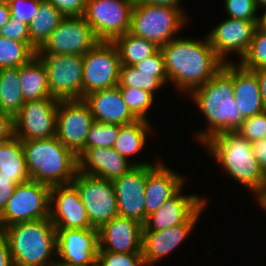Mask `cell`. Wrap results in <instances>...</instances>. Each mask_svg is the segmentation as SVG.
Wrapping results in <instances>:
<instances>
[{"label": "cell", "instance_id": "34", "mask_svg": "<svg viewBox=\"0 0 266 266\" xmlns=\"http://www.w3.org/2000/svg\"><path fill=\"white\" fill-rule=\"evenodd\" d=\"M123 100L137 119L147 120L146 112L151 108L154 95L135 87L119 88Z\"/></svg>", "mask_w": 266, "mask_h": 266}, {"label": "cell", "instance_id": "17", "mask_svg": "<svg viewBox=\"0 0 266 266\" xmlns=\"http://www.w3.org/2000/svg\"><path fill=\"white\" fill-rule=\"evenodd\" d=\"M49 217L56 229L93 228L80 194L72 183L51 186Z\"/></svg>", "mask_w": 266, "mask_h": 266}, {"label": "cell", "instance_id": "2", "mask_svg": "<svg viewBox=\"0 0 266 266\" xmlns=\"http://www.w3.org/2000/svg\"><path fill=\"white\" fill-rule=\"evenodd\" d=\"M190 96L209 121L208 130L197 135L202 144L220 132L236 131L244 121L234 97L231 62L224 63L209 81L195 88Z\"/></svg>", "mask_w": 266, "mask_h": 266}, {"label": "cell", "instance_id": "54", "mask_svg": "<svg viewBox=\"0 0 266 266\" xmlns=\"http://www.w3.org/2000/svg\"><path fill=\"white\" fill-rule=\"evenodd\" d=\"M48 266H66V265H63L59 262H55V263H52L51 265H48Z\"/></svg>", "mask_w": 266, "mask_h": 266}, {"label": "cell", "instance_id": "32", "mask_svg": "<svg viewBox=\"0 0 266 266\" xmlns=\"http://www.w3.org/2000/svg\"><path fill=\"white\" fill-rule=\"evenodd\" d=\"M35 55L28 43L0 36V69L25 65Z\"/></svg>", "mask_w": 266, "mask_h": 266}, {"label": "cell", "instance_id": "19", "mask_svg": "<svg viewBox=\"0 0 266 266\" xmlns=\"http://www.w3.org/2000/svg\"><path fill=\"white\" fill-rule=\"evenodd\" d=\"M257 22L228 18L208 34L210 45L217 56L227 63L226 54L236 52L242 59L249 50Z\"/></svg>", "mask_w": 266, "mask_h": 266}, {"label": "cell", "instance_id": "6", "mask_svg": "<svg viewBox=\"0 0 266 266\" xmlns=\"http://www.w3.org/2000/svg\"><path fill=\"white\" fill-rule=\"evenodd\" d=\"M185 16L181 8L135 1L129 33L162 47L173 40L174 33L186 24Z\"/></svg>", "mask_w": 266, "mask_h": 266}, {"label": "cell", "instance_id": "14", "mask_svg": "<svg viewBox=\"0 0 266 266\" xmlns=\"http://www.w3.org/2000/svg\"><path fill=\"white\" fill-rule=\"evenodd\" d=\"M58 104L54 97L25 102L14 117V137L19 140L55 137Z\"/></svg>", "mask_w": 266, "mask_h": 266}, {"label": "cell", "instance_id": "46", "mask_svg": "<svg viewBox=\"0 0 266 266\" xmlns=\"http://www.w3.org/2000/svg\"><path fill=\"white\" fill-rule=\"evenodd\" d=\"M251 144L255 158L266 173V139L257 140Z\"/></svg>", "mask_w": 266, "mask_h": 266}, {"label": "cell", "instance_id": "51", "mask_svg": "<svg viewBox=\"0 0 266 266\" xmlns=\"http://www.w3.org/2000/svg\"><path fill=\"white\" fill-rule=\"evenodd\" d=\"M257 28L261 29L262 31H266V7L263 15L258 17Z\"/></svg>", "mask_w": 266, "mask_h": 266}, {"label": "cell", "instance_id": "45", "mask_svg": "<svg viewBox=\"0 0 266 266\" xmlns=\"http://www.w3.org/2000/svg\"><path fill=\"white\" fill-rule=\"evenodd\" d=\"M14 137V118L0 111V140H11Z\"/></svg>", "mask_w": 266, "mask_h": 266}, {"label": "cell", "instance_id": "21", "mask_svg": "<svg viewBox=\"0 0 266 266\" xmlns=\"http://www.w3.org/2000/svg\"><path fill=\"white\" fill-rule=\"evenodd\" d=\"M182 176L177 175L163 163L147 165L145 186V222L166 200L173 197L183 186Z\"/></svg>", "mask_w": 266, "mask_h": 266}, {"label": "cell", "instance_id": "47", "mask_svg": "<svg viewBox=\"0 0 266 266\" xmlns=\"http://www.w3.org/2000/svg\"><path fill=\"white\" fill-rule=\"evenodd\" d=\"M0 266H14L8 242L0 234Z\"/></svg>", "mask_w": 266, "mask_h": 266}, {"label": "cell", "instance_id": "12", "mask_svg": "<svg viewBox=\"0 0 266 266\" xmlns=\"http://www.w3.org/2000/svg\"><path fill=\"white\" fill-rule=\"evenodd\" d=\"M43 62L51 96L61 99L83 98V55H37Z\"/></svg>", "mask_w": 266, "mask_h": 266}, {"label": "cell", "instance_id": "37", "mask_svg": "<svg viewBox=\"0 0 266 266\" xmlns=\"http://www.w3.org/2000/svg\"><path fill=\"white\" fill-rule=\"evenodd\" d=\"M146 266L142 252L98 251L97 266Z\"/></svg>", "mask_w": 266, "mask_h": 266}, {"label": "cell", "instance_id": "25", "mask_svg": "<svg viewBox=\"0 0 266 266\" xmlns=\"http://www.w3.org/2000/svg\"><path fill=\"white\" fill-rule=\"evenodd\" d=\"M234 97L242 117L264 112L258 78L254 70L233 64Z\"/></svg>", "mask_w": 266, "mask_h": 266}, {"label": "cell", "instance_id": "41", "mask_svg": "<svg viewBox=\"0 0 266 266\" xmlns=\"http://www.w3.org/2000/svg\"><path fill=\"white\" fill-rule=\"evenodd\" d=\"M11 17L30 24L38 12L39 0H9Z\"/></svg>", "mask_w": 266, "mask_h": 266}, {"label": "cell", "instance_id": "3", "mask_svg": "<svg viewBox=\"0 0 266 266\" xmlns=\"http://www.w3.org/2000/svg\"><path fill=\"white\" fill-rule=\"evenodd\" d=\"M233 180L257 196L266 186V173L254 156L251 142L236 131L220 132L204 143Z\"/></svg>", "mask_w": 266, "mask_h": 266}, {"label": "cell", "instance_id": "4", "mask_svg": "<svg viewBox=\"0 0 266 266\" xmlns=\"http://www.w3.org/2000/svg\"><path fill=\"white\" fill-rule=\"evenodd\" d=\"M0 234L9 244L14 266H48L55 263L50 256L57 252V232L50 217L11 224L4 227Z\"/></svg>", "mask_w": 266, "mask_h": 266}, {"label": "cell", "instance_id": "33", "mask_svg": "<svg viewBox=\"0 0 266 266\" xmlns=\"http://www.w3.org/2000/svg\"><path fill=\"white\" fill-rule=\"evenodd\" d=\"M163 84L154 77V73L138 72L133 66L121 65L119 74V88L135 87L154 95L155 90Z\"/></svg>", "mask_w": 266, "mask_h": 266}, {"label": "cell", "instance_id": "29", "mask_svg": "<svg viewBox=\"0 0 266 266\" xmlns=\"http://www.w3.org/2000/svg\"><path fill=\"white\" fill-rule=\"evenodd\" d=\"M20 80L19 67L0 69V111L13 118L25 103Z\"/></svg>", "mask_w": 266, "mask_h": 266}, {"label": "cell", "instance_id": "43", "mask_svg": "<svg viewBox=\"0 0 266 266\" xmlns=\"http://www.w3.org/2000/svg\"><path fill=\"white\" fill-rule=\"evenodd\" d=\"M65 17L83 16L88 0H47Z\"/></svg>", "mask_w": 266, "mask_h": 266}, {"label": "cell", "instance_id": "53", "mask_svg": "<svg viewBox=\"0 0 266 266\" xmlns=\"http://www.w3.org/2000/svg\"><path fill=\"white\" fill-rule=\"evenodd\" d=\"M255 3H256V6H257V9L260 8L259 6L261 7H266V0H255Z\"/></svg>", "mask_w": 266, "mask_h": 266}, {"label": "cell", "instance_id": "9", "mask_svg": "<svg viewBox=\"0 0 266 266\" xmlns=\"http://www.w3.org/2000/svg\"><path fill=\"white\" fill-rule=\"evenodd\" d=\"M93 123L90 107L83 98L59 100L56 137L78 159L86 152L87 134Z\"/></svg>", "mask_w": 266, "mask_h": 266}, {"label": "cell", "instance_id": "26", "mask_svg": "<svg viewBox=\"0 0 266 266\" xmlns=\"http://www.w3.org/2000/svg\"><path fill=\"white\" fill-rule=\"evenodd\" d=\"M19 76L25 102L52 97L45 66L37 55L19 67Z\"/></svg>", "mask_w": 266, "mask_h": 266}, {"label": "cell", "instance_id": "7", "mask_svg": "<svg viewBox=\"0 0 266 266\" xmlns=\"http://www.w3.org/2000/svg\"><path fill=\"white\" fill-rule=\"evenodd\" d=\"M51 186L29 180L18 184L0 213V231L11 224L50 216Z\"/></svg>", "mask_w": 266, "mask_h": 266}, {"label": "cell", "instance_id": "13", "mask_svg": "<svg viewBox=\"0 0 266 266\" xmlns=\"http://www.w3.org/2000/svg\"><path fill=\"white\" fill-rule=\"evenodd\" d=\"M99 40L83 16L65 17L51 32L36 55H84Z\"/></svg>", "mask_w": 266, "mask_h": 266}, {"label": "cell", "instance_id": "30", "mask_svg": "<svg viewBox=\"0 0 266 266\" xmlns=\"http://www.w3.org/2000/svg\"><path fill=\"white\" fill-rule=\"evenodd\" d=\"M117 47L121 65L134 66L155 54L160 47L155 43L127 32L112 41Z\"/></svg>", "mask_w": 266, "mask_h": 266}, {"label": "cell", "instance_id": "50", "mask_svg": "<svg viewBox=\"0 0 266 266\" xmlns=\"http://www.w3.org/2000/svg\"><path fill=\"white\" fill-rule=\"evenodd\" d=\"M135 1L146 3V4L165 5V6L175 7V8H181L179 7V3L181 0H135Z\"/></svg>", "mask_w": 266, "mask_h": 266}, {"label": "cell", "instance_id": "11", "mask_svg": "<svg viewBox=\"0 0 266 266\" xmlns=\"http://www.w3.org/2000/svg\"><path fill=\"white\" fill-rule=\"evenodd\" d=\"M121 61L112 41H99L83 55V98L118 85Z\"/></svg>", "mask_w": 266, "mask_h": 266}, {"label": "cell", "instance_id": "28", "mask_svg": "<svg viewBox=\"0 0 266 266\" xmlns=\"http://www.w3.org/2000/svg\"><path fill=\"white\" fill-rule=\"evenodd\" d=\"M0 177L13 178L19 184L30 180L23 145L16 137L1 147Z\"/></svg>", "mask_w": 266, "mask_h": 266}, {"label": "cell", "instance_id": "31", "mask_svg": "<svg viewBox=\"0 0 266 266\" xmlns=\"http://www.w3.org/2000/svg\"><path fill=\"white\" fill-rule=\"evenodd\" d=\"M150 124L148 120L137 119L131 123L119 125V133L114 141L113 148L128 159V156L139 152L146 141V134H149Z\"/></svg>", "mask_w": 266, "mask_h": 266}, {"label": "cell", "instance_id": "23", "mask_svg": "<svg viewBox=\"0 0 266 266\" xmlns=\"http://www.w3.org/2000/svg\"><path fill=\"white\" fill-rule=\"evenodd\" d=\"M83 99L95 122L122 125L137 120L126 106L118 85L91 92Z\"/></svg>", "mask_w": 266, "mask_h": 266}, {"label": "cell", "instance_id": "39", "mask_svg": "<svg viewBox=\"0 0 266 266\" xmlns=\"http://www.w3.org/2000/svg\"><path fill=\"white\" fill-rule=\"evenodd\" d=\"M225 8L231 19L258 21L255 0H225Z\"/></svg>", "mask_w": 266, "mask_h": 266}, {"label": "cell", "instance_id": "36", "mask_svg": "<svg viewBox=\"0 0 266 266\" xmlns=\"http://www.w3.org/2000/svg\"><path fill=\"white\" fill-rule=\"evenodd\" d=\"M119 133V125L95 122L87 134L86 151L91 148L113 147Z\"/></svg>", "mask_w": 266, "mask_h": 266}, {"label": "cell", "instance_id": "27", "mask_svg": "<svg viewBox=\"0 0 266 266\" xmlns=\"http://www.w3.org/2000/svg\"><path fill=\"white\" fill-rule=\"evenodd\" d=\"M64 18L49 1L39 0L38 12L29 24L30 46L37 52Z\"/></svg>", "mask_w": 266, "mask_h": 266}, {"label": "cell", "instance_id": "1", "mask_svg": "<svg viewBox=\"0 0 266 266\" xmlns=\"http://www.w3.org/2000/svg\"><path fill=\"white\" fill-rule=\"evenodd\" d=\"M168 81L182 91H193L204 85L224 65L210 45L208 37L205 41L175 38L160 47Z\"/></svg>", "mask_w": 266, "mask_h": 266}, {"label": "cell", "instance_id": "24", "mask_svg": "<svg viewBox=\"0 0 266 266\" xmlns=\"http://www.w3.org/2000/svg\"><path fill=\"white\" fill-rule=\"evenodd\" d=\"M206 200L198 195L182 196L181 189L153 214L148 216L143 231H159L184 223Z\"/></svg>", "mask_w": 266, "mask_h": 266}, {"label": "cell", "instance_id": "16", "mask_svg": "<svg viewBox=\"0 0 266 266\" xmlns=\"http://www.w3.org/2000/svg\"><path fill=\"white\" fill-rule=\"evenodd\" d=\"M57 252L66 266H96L98 253V230L56 229Z\"/></svg>", "mask_w": 266, "mask_h": 266}, {"label": "cell", "instance_id": "18", "mask_svg": "<svg viewBox=\"0 0 266 266\" xmlns=\"http://www.w3.org/2000/svg\"><path fill=\"white\" fill-rule=\"evenodd\" d=\"M206 201L184 222L159 231L142 232V256L146 266L154 265L171 253L192 232Z\"/></svg>", "mask_w": 266, "mask_h": 266}, {"label": "cell", "instance_id": "22", "mask_svg": "<svg viewBox=\"0 0 266 266\" xmlns=\"http://www.w3.org/2000/svg\"><path fill=\"white\" fill-rule=\"evenodd\" d=\"M151 163H132L119 154L113 147L88 149L78 159V170L92 176L113 180L128 172L135 165H150Z\"/></svg>", "mask_w": 266, "mask_h": 266}, {"label": "cell", "instance_id": "40", "mask_svg": "<svg viewBox=\"0 0 266 266\" xmlns=\"http://www.w3.org/2000/svg\"><path fill=\"white\" fill-rule=\"evenodd\" d=\"M133 67L138 72L154 73V77H156L163 85L168 81L164 58L160 49L155 54L136 63Z\"/></svg>", "mask_w": 266, "mask_h": 266}, {"label": "cell", "instance_id": "48", "mask_svg": "<svg viewBox=\"0 0 266 266\" xmlns=\"http://www.w3.org/2000/svg\"><path fill=\"white\" fill-rule=\"evenodd\" d=\"M256 72L259 89L262 96L263 110L266 112V69L254 70Z\"/></svg>", "mask_w": 266, "mask_h": 266}, {"label": "cell", "instance_id": "42", "mask_svg": "<svg viewBox=\"0 0 266 266\" xmlns=\"http://www.w3.org/2000/svg\"><path fill=\"white\" fill-rule=\"evenodd\" d=\"M0 36L30 45L29 25L13 17L0 28Z\"/></svg>", "mask_w": 266, "mask_h": 266}, {"label": "cell", "instance_id": "35", "mask_svg": "<svg viewBox=\"0 0 266 266\" xmlns=\"http://www.w3.org/2000/svg\"><path fill=\"white\" fill-rule=\"evenodd\" d=\"M240 62L250 70L266 69V31L256 28L249 50Z\"/></svg>", "mask_w": 266, "mask_h": 266}, {"label": "cell", "instance_id": "8", "mask_svg": "<svg viewBox=\"0 0 266 266\" xmlns=\"http://www.w3.org/2000/svg\"><path fill=\"white\" fill-rule=\"evenodd\" d=\"M71 183L80 194L93 228L98 230L102 225L118 216L117 199L111 180L77 170Z\"/></svg>", "mask_w": 266, "mask_h": 266}, {"label": "cell", "instance_id": "5", "mask_svg": "<svg viewBox=\"0 0 266 266\" xmlns=\"http://www.w3.org/2000/svg\"><path fill=\"white\" fill-rule=\"evenodd\" d=\"M30 180L49 186L70 184L78 170V158L57 137L21 140Z\"/></svg>", "mask_w": 266, "mask_h": 266}, {"label": "cell", "instance_id": "49", "mask_svg": "<svg viewBox=\"0 0 266 266\" xmlns=\"http://www.w3.org/2000/svg\"><path fill=\"white\" fill-rule=\"evenodd\" d=\"M10 7L7 1H0V28H2L10 19Z\"/></svg>", "mask_w": 266, "mask_h": 266}, {"label": "cell", "instance_id": "38", "mask_svg": "<svg viewBox=\"0 0 266 266\" xmlns=\"http://www.w3.org/2000/svg\"><path fill=\"white\" fill-rule=\"evenodd\" d=\"M236 132L251 143L266 139V112L245 118Z\"/></svg>", "mask_w": 266, "mask_h": 266}, {"label": "cell", "instance_id": "44", "mask_svg": "<svg viewBox=\"0 0 266 266\" xmlns=\"http://www.w3.org/2000/svg\"><path fill=\"white\" fill-rule=\"evenodd\" d=\"M18 184L13 178L0 177V213L6 207Z\"/></svg>", "mask_w": 266, "mask_h": 266}, {"label": "cell", "instance_id": "15", "mask_svg": "<svg viewBox=\"0 0 266 266\" xmlns=\"http://www.w3.org/2000/svg\"><path fill=\"white\" fill-rule=\"evenodd\" d=\"M147 165H135L112 180L117 199L118 216L145 224V186Z\"/></svg>", "mask_w": 266, "mask_h": 266}, {"label": "cell", "instance_id": "10", "mask_svg": "<svg viewBox=\"0 0 266 266\" xmlns=\"http://www.w3.org/2000/svg\"><path fill=\"white\" fill-rule=\"evenodd\" d=\"M135 0H88L83 17L99 41H113L130 30Z\"/></svg>", "mask_w": 266, "mask_h": 266}, {"label": "cell", "instance_id": "52", "mask_svg": "<svg viewBox=\"0 0 266 266\" xmlns=\"http://www.w3.org/2000/svg\"><path fill=\"white\" fill-rule=\"evenodd\" d=\"M258 202L264 210H266V186L263 191L258 195Z\"/></svg>", "mask_w": 266, "mask_h": 266}, {"label": "cell", "instance_id": "55", "mask_svg": "<svg viewBox=\"0 0 266 266\" xmlns=\"http://www.w3.org/2000/svg\"><path fill=\"white\" fill-rule=\"evenodd\" d=\"M9 140H0V150H1V147Z\"/></svg>", "mask_w": 266, "mask_h": 266}, {"label": "cell", "instance_id": "20", "mask_svg": "<svg viewBox=\"0 0 266 266\" xmlns=\"http://www.w3.org/2000/svg\"><path fill=\"white\" fill-rule=\"evenodd\" d=\"M142 232L138 221L116 216L98 229V251L141 252Z\"/></svg>", "mask_w": 266, "mask_h": 266}]
</instances>
